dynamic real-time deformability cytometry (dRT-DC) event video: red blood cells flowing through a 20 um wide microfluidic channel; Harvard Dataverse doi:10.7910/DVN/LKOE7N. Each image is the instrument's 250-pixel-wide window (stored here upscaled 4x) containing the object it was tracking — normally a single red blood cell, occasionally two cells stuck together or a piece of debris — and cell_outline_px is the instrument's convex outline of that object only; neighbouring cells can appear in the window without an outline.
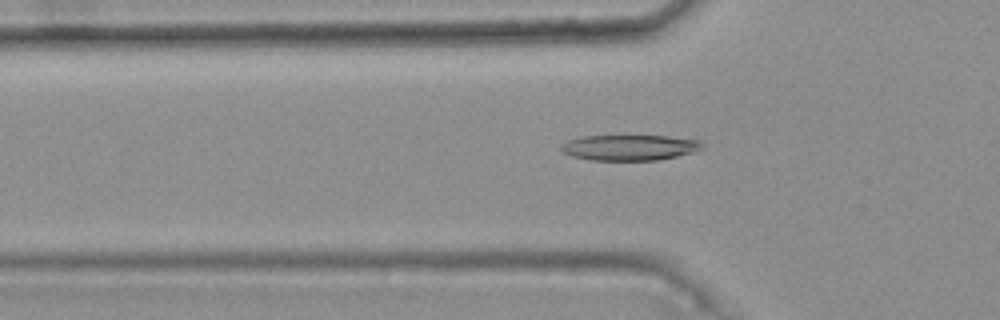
{"species": "common noctule bat (a hibernating species)", "species_latin": "Nyctalus noctula", "temperature_condition": "warm", "stored_images_in_passage": 47, "camera_frame_rate_fps": 3000, "um_per_image_px": 0.085, "animal": {"sex": "female", "body_mass_g": 25.1}, "frame": {"image": 1, "passage_image": 17, "time_ms": 5.333, "image_size_px": [1000, 320], "cell_outline_px": [[704, 148], [692, 152], [676, 156], [656, 160], [592, 160], [572, 156], [564, 152], [560, 148], [560, 144], [568, 140], [580, 136], [668, 136], [700, 140], [704, 144]], "centroid_in_image_um": [53.51, 12.53], "position_along_channel_um": 72.3, "area_um2": 21.04}}
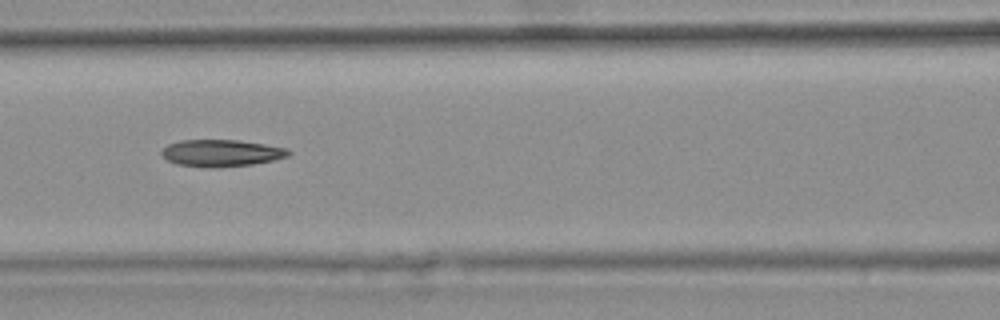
{"frame": {"image": 2, "passage_image": 23, "time_ms": 7.333, "image_size_px": [1000, 320], "cell_outline_px": [[292, 152], [288, 156], [272, 160], [252, 164], [216, 168], [208, 168], [176, 164], [168, 160], [160, 152], [168, 144], [180, 140], [240, 140], [288, 148]], "centroid_in_image_um": [18.82, 13.01], "position_along_channel_um": 147.8, "area_um2": 19.94}}
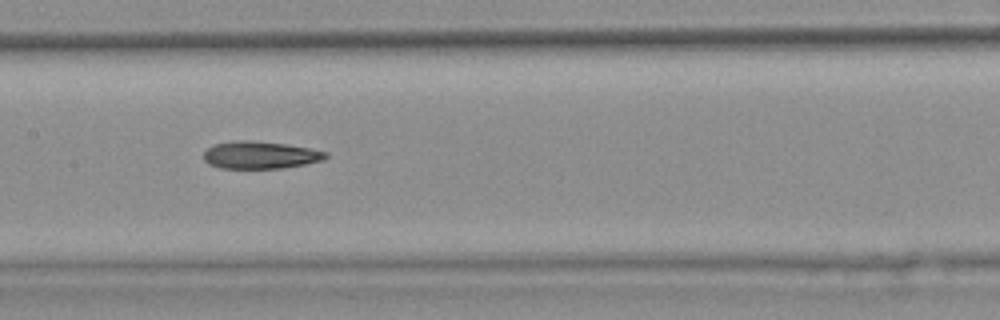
{"frame": {"image": 3, "passage_image": 26, "time_ms": 8.333, "image_size_px": [1000, 320], "cell_outline_px": [[328, 156], [324, 160], [304, 164], [280, 168], [220, 168], [208, 164], [204, 160], [204, 152], [212, 144], [232, 140], [252, 140], [284, 144], [308, 148], [328, 152]], "centroid_in_image_um": [22.08, 13.17], "position_along_channel_um": 185.3, "area_um2": 19.54}, "authors_computed_cell_mechanics": {"area_um2": 20.1144, "velocity_mm_per_s": 3.7581, "shape_relaxation_time_tau1_ms": 10.2631, "shape_relaxation_time_tau2_ms": null, "deformation_change_tau1": 0.2297, "deformation_change_tau2": null}}